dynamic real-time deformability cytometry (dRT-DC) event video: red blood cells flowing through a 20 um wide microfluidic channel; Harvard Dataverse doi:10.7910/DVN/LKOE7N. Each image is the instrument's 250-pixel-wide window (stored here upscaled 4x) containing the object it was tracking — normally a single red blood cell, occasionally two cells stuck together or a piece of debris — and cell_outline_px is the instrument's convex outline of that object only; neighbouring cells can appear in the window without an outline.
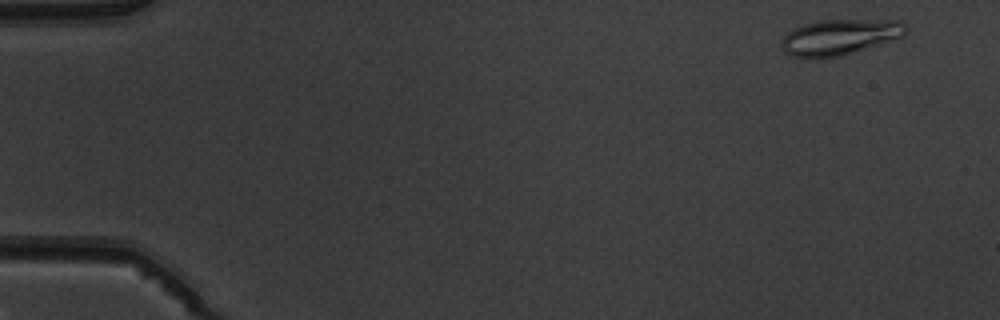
{"species": "common noctule bat (a hibernating species)", "species_latin": "Nyctalus noctula", "temperature_condition": "warm", "stored_images_in_passage": 4, "camera_frame_rate_fps": 3000, "um_per_image_px": 0.085, "animal": {"sex": "male", "body_mass_g": 19.5, "forearm_length_mm": 54.6}, "frame": {"image": 1, "passage_image": 1, "time_ms": 0.0, "image_size_px": [1000, 320], "cell_outline_px": [[908, 32], [904, 36], [840, 56], [816, 60], [792, 56], [784, 52], [780, 44], [784, 36], [788, 32], [804, 24], [816, 20], [900, 20], [908, 28]], "centroid_in_image_um": [71.35, 3.16], "position_along_channel_um": 13.6, "area_um2": 26.07}}